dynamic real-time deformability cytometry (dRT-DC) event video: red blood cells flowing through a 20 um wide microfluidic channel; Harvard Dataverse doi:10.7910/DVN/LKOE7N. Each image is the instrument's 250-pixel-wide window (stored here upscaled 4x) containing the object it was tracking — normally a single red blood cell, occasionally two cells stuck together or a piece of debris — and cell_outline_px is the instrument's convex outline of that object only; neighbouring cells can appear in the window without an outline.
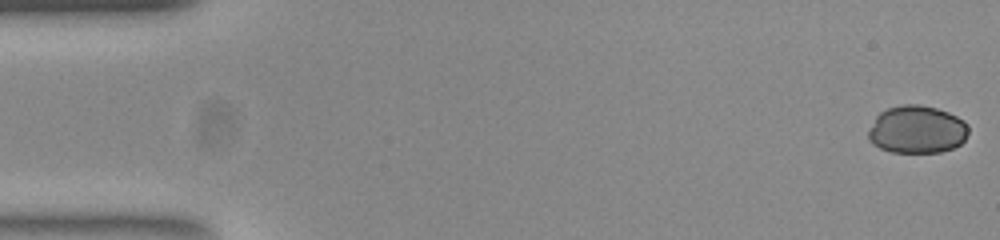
{"species": "common noctule bat (a hibernating species)", "species_latin": "Nyctalus noctula", "temperature_condition": "room temperature", "stored_images_in_passage": 52, "camera_frame_rate_fps": 3000, "um_per_image_px": 0.085, "animal": {"sex": "female", "body_mass_g": 23.0, "forearm_length_mm": 53.4}, "frame": {"image": 1, "passage_image": 1, "time_ms": 0.0, "image_size_px": [1000, 240], "cell_outline_px": [[968, 132], [964, 140], [960, 144], [952, 148], [940, 152], [892, 152], [880, 148], [872, 144], [868, 140], [868, 132], [876, 116], [880, 112], [888, 108], [904, 104], [920, 104], [936, 108], [948, 112], [964, 120], [968, 124]], "centroid_in_image_um": [77.94, 11.01], "position_along_channel_um": 7.1, "area_um2": 27.92}}
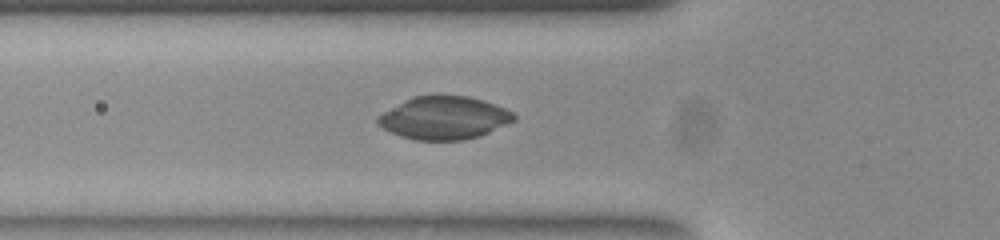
{"frame": {"image": 2, "passage_image": 18, "time_ms": 5.667, "image_size_px": [1000, 240], "cell_outline_px": [[516, 120], [480, 136], [464, 140], [416, 140], [400, 136], [376, 124], [376, 116], [404, 100], [412, 96], [468, 96], [504, 108], [512, 112], [516, 116]], "centroid_in_image_um": [37.72, 10.03], "position_along_channel_um": 88.1, "area_um2": 33.76}}
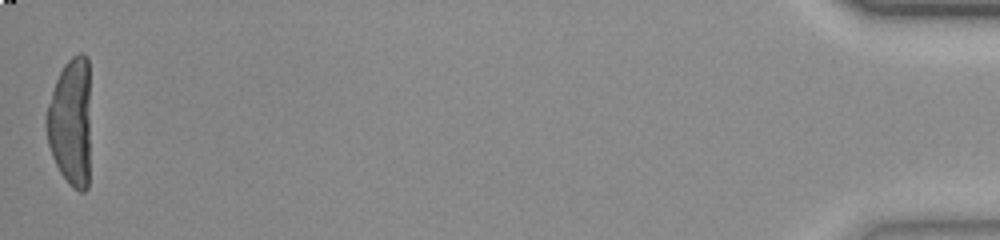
{"frame": {"image": 3, "passage_image": 52, "time_ms": 17.0, "image_size_px": [1000, 240], "cell_outline_px": [[88, 188], [84, 192], [80, 192], [72, 188], [60, 172], [52, 156], [48, 144], [44, 124], [44, 120], [48, 104], [56, 80], [64, 64], [72, 56], [80, 52], [84, 52], [88, 56]], "centroid_in_image_um": [5.98, 10.37], "position_along_channel_um": 429.2, "area_um2": 32.95}}